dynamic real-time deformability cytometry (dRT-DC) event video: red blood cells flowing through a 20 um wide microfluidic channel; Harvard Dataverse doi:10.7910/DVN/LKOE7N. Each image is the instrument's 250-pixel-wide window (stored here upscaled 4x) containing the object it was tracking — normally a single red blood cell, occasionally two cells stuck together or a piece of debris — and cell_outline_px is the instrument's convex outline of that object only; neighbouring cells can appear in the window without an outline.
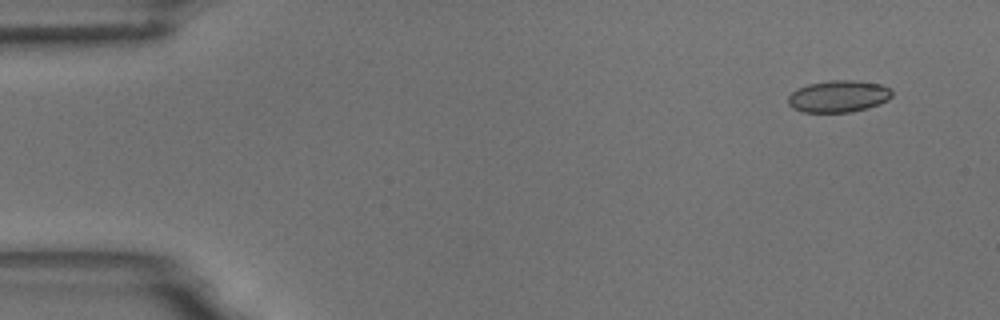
{"species": "common noctule bat (a hibernating species)", "species_latin": "Nyctalus noctula", "temperature_condition": "room temperature", "stored_images_in_passage": 5, "camera_frame_rate_fps": 3000, "um_per_image_px": 0.085, "animal": {"sex": "male", "body_mass_g": 18.8}, "frame": {"image": 1, "passage_image": 1, "time_ms": 0.0, "image_size_px": [1000, 320], "cell_outline_px": [[892, 96], [888, 100], [880, 104], [868, 108], [848, 112], [804, 112], [792, 108], [788, 104], [788, 96], [796, 88], [808, 84], [832, 80], [852, 80], [880, 84], [892, 88]], "centroid_in_image_um": [71.28, 8.18], "position_along_channel_um": 13.7, "area_um2": 19.42}}
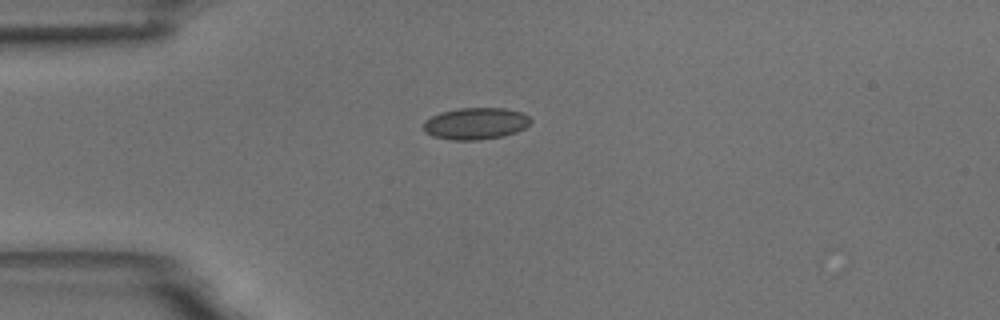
{"frame": {"image": 2, "passage_image": 4, "time_ms": 3.333, "image_size_px": [1000, 320], "cell_outline_px": [[532, 120], [524, 128], [516, 132], [504, 136], [480, 140], [452, 140], [432, 136], [424, 132], [424, 120], [440, 112], [460, 108], [504, 108], [520, 112], [528, 116]], "centroid_in_image_um": [40.41, 10.51], "position_along_channel_um": 44.6, "area_um2": 19.88}}